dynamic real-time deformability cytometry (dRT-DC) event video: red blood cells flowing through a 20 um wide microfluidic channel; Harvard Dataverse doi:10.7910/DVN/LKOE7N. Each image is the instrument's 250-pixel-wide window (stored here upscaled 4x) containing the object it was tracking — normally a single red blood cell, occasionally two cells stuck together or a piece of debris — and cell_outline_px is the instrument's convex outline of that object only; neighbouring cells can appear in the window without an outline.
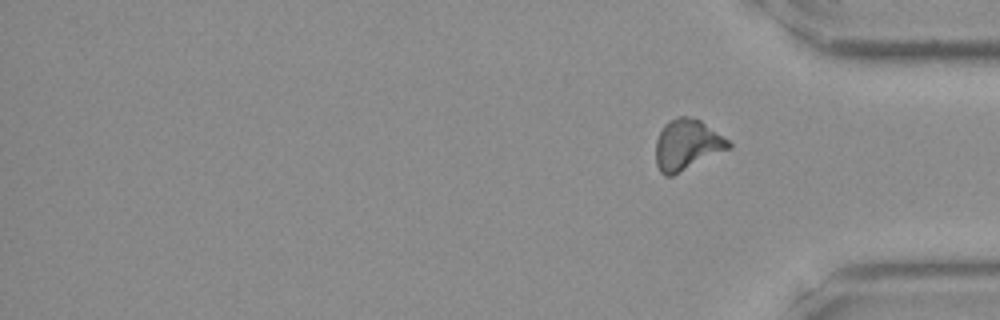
{"species": "Egyptian fruit bat (a non-hibernating species)", "species_latin": "Rousettus aegyptiacus", "temperature_condition": "room temperature", "stored_images_in_passage": 30, "camera_frame_rate_fps": 3000, "um_per_image_px": 0.085, "frame": {"image": 1, "passage_image": 30, "time_ms": 9.667, "image_size_px": [1000, 320], "cell_outline_px": [[732, 148], [672, 176], [664, 176], [660, 172], [656, 164], [656, 140], [664, 124], [668, 120], [676, 116], [688, 116], [700, 120], [728, 140], [732, 144]], "centroid_in_image_um": [58.39, 12.31], "position_along_channel_um": 376.8, "area_um2": 21.62}}